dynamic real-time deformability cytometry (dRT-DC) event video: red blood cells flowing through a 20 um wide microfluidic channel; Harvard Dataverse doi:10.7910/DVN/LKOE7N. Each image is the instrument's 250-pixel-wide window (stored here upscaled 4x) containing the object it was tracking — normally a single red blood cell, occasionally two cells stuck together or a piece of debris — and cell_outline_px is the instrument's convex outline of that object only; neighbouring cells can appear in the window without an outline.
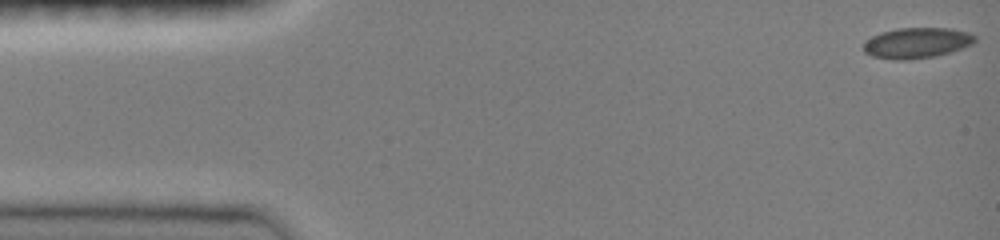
{"species": "common noctule bat (a hibernating species)", "species_latin": "Nyctalus noctula", "temperature_condition": "room temperature", "stored_images_in_passage": 47, "camera_frame_rate_fps": 3000, "um_per_image_px": 0.085, "animal": {"sex": "female", "body_mass_g": 19.0, "forearm_length_mm": 51.5}, "frame": {"image": 1, "passage_image": 1, "time_ms": 0.0, "image_size_px": [1000, 240], "cell_outline_px": [[976, 40], [972, 44], [948, 52], [932, 56], [908, 60], [892, 60], [872, 56], [864, 52], [864, 44], [872, 36], [880, 32], [896, 28], [952, 28], [968, 32], [976, 36]], "centroid_in_image_um": [77.91, 3.64], "position_along_channel_um": 7.1, "area_um2": 19.77}}
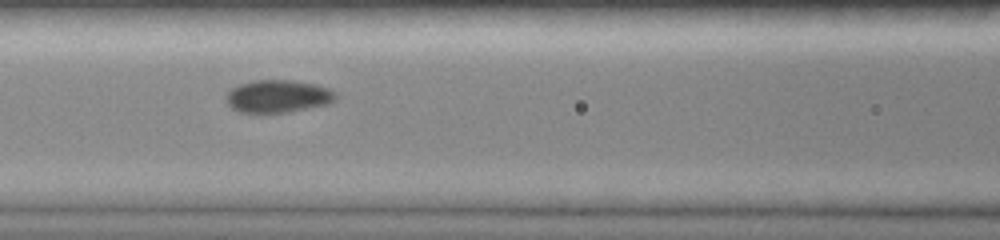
{"frame": {"image": 2, "passage_image": 20, "time_ms": 6.333, "image_size_px": [1000, 240], "cell_outline_px": [[336, 100], [328, 104], [288, 112], [240, 112], [232, 108], [228, 104], [224, 96], [232, 88], [240, 84], [256, 80], [292, 80], [316, 84], [328, 88], [336, 92]], "centroid_in_image_um": [23.64, 8.18], "position_along_channel_um": 143.0, "area_um2": 20.81}}
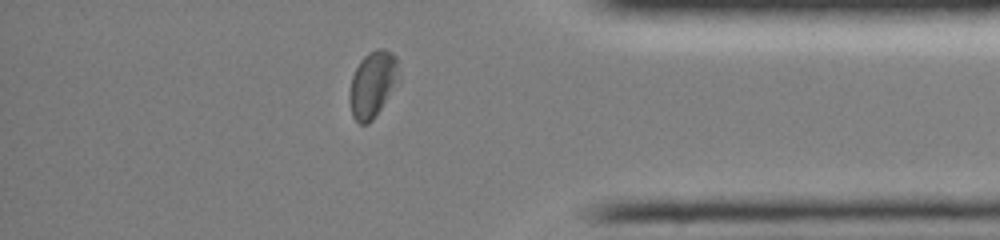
{"frame": {"image": 3, "passage_image": 40, "time_ms": 13.0, "image_size_px": [1000, 240], "cell_outline_px": [[400, 80], [376, 116], [368, 124], [360, 124], [352, 116], [348, 100], [348, 92], [352, 76], [360, 60], [368, 52], [376, 48], [384, 48], [392, 52], [396, 56]], "centroid_in_image_um": [31.67, 7.16], "position_along_channel_um": 403.5, "area_um2": 19.48}, "authors_computed_cell_mechanics": {"area_um2": 19.8254, "velocity_mm_per_s": 4.0673, "shape_relaxation_time_tau1_ms": 6.3776, "shape_relaxation_time_tau2_ms": null, "deformation_change_tau1": 0.1016, "deformation_change_tau2": null}}